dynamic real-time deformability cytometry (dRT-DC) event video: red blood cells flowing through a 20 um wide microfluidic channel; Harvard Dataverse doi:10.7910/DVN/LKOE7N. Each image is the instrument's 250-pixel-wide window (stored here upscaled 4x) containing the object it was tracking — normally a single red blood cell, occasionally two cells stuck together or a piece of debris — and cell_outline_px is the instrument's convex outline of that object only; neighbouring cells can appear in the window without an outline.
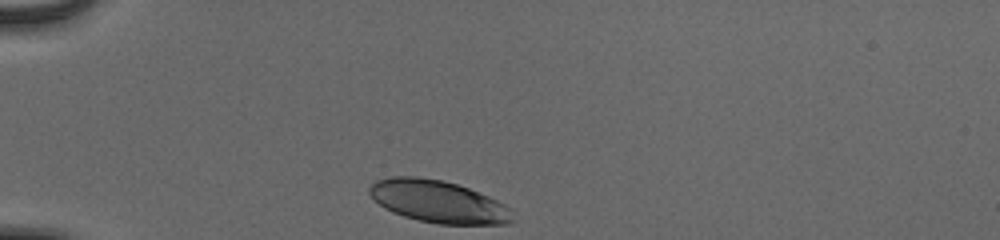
{"species": "human", "species_latin": "Homo sapiens", "temperature_condition": "cold", "stored_images_in_passage": 31, "camera_frame_rate_fps": 3000, "um_per_image_px": 0.085, "donor": {"sex": "male"}, "frame": {"image": 1, "passage_image": 1, "time_ms": 0.0, "image_size_px": [1000, 240], "cell_outline_px": [[516, 220], [508, 224], [440, 224], [420, 220], [404, 216], [392, 212], [384, 208], [368, 192], [368, 188], [376, 180], [392, 176], [416, 176], [444, 180], [468, 188], [488, 196], [512, 208]], "centroid_in_image_um": [37.29, 17.13], "position_along_channel_um": 47.7, "area_um2": 35.37}}
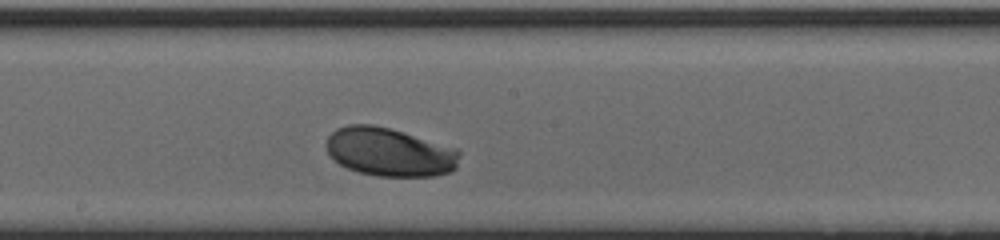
{"frame": {"image": 2, "passage_image": 17, "time_ms": 5.333, "image_size_px": [1000, 240], "cell_outline_px": [[460, 152], [456, 168], [452, 172], [436, 176], [376, 176], [360, 172], [348, 168], [340, 164], [328, 152], [324, 144], [328, 136], [336, 128], [348, 124], [372, 124], [388, 128], [456, 148]], "centroid_in_image_um": [33.1, 12.93], "position_along_channel_um": 215.1, "area_um2": 37.57}}
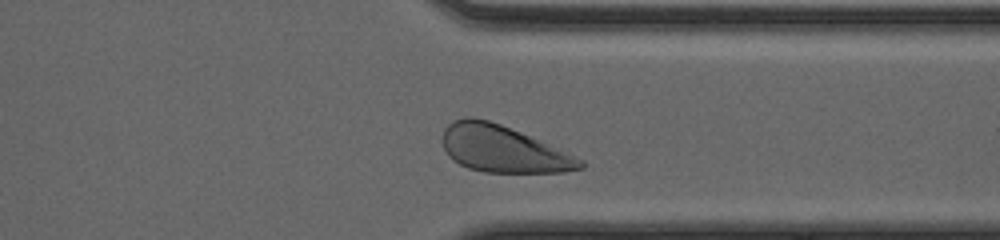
{"frame": {"image": 3, "passage_image": 29, "time_ms": 9.333, "image_size_px": [1000, 240], "cell_outline_px": [[584, 168], [564, 172], [484, 172], [468, 168], [452, 160], [448, 156], [444, 148], [444, 128], [452, 120], [464, 116], [472, 116], [488, 120], [500, 124], [520, 132], [584, 160]], "centroid_in_image_um": [42.72, 12.66], "position_along_channel_um": 368.7, "area_um2": 37.22}, "authors_computed_cell_mechanics": {"area_um2": 36.7608, "velocity_mm_per_s": 3.805, "shape_relaxation_time_tau1_ms": 2.0983, "shape_relaxation_time_tau2_ms": null, "deformation_change_tau1": 0.1102, "deformation_change_tau2": null}}